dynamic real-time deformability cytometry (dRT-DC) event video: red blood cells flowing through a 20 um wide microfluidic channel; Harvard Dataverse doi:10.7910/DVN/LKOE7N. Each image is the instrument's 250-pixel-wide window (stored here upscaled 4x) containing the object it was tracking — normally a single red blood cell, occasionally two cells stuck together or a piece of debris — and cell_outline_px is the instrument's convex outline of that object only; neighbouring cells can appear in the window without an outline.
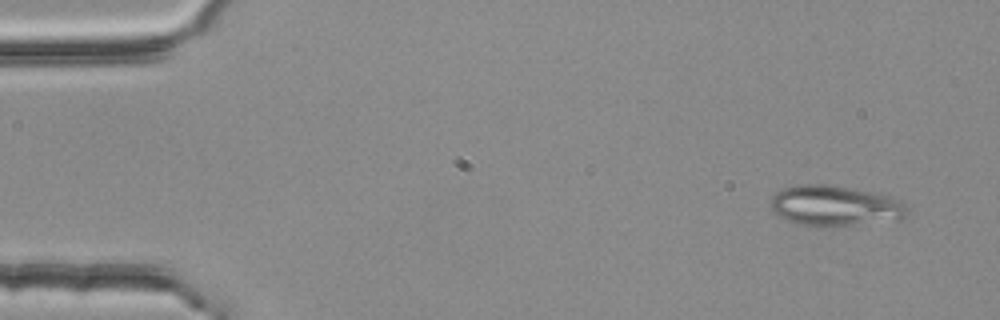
{"species": "common noctule bat (a hibernating species)", "species_latin": "Nyctalus noctula", "temperature_condition": "room temperature", "stored_images_in_passage": 4, "camera_frame_rate_fps": 3000, "um_per_image_px": 0.085, "animal": {"sex": "female", "body_mass_g": 25.1}, "frame": {"image": 1, "passage_image": 1, "time_ms": 0.0, "image_size_px": [1000, 320], "cell_outline_px": [[908, 216], [900, 220], [836, 228], [804, 224], [788, 220], [780, 216], [772, 208], [772, 196], [776, 192], [784, 188], [800, 184], [828, 184], [872, 192], [888, 196], [900, 200], [908, 208]], "centroid_in_image_um": [71.06, 17.51], "position_along_channel_um": 13.9, "area_um2": 32.48}}